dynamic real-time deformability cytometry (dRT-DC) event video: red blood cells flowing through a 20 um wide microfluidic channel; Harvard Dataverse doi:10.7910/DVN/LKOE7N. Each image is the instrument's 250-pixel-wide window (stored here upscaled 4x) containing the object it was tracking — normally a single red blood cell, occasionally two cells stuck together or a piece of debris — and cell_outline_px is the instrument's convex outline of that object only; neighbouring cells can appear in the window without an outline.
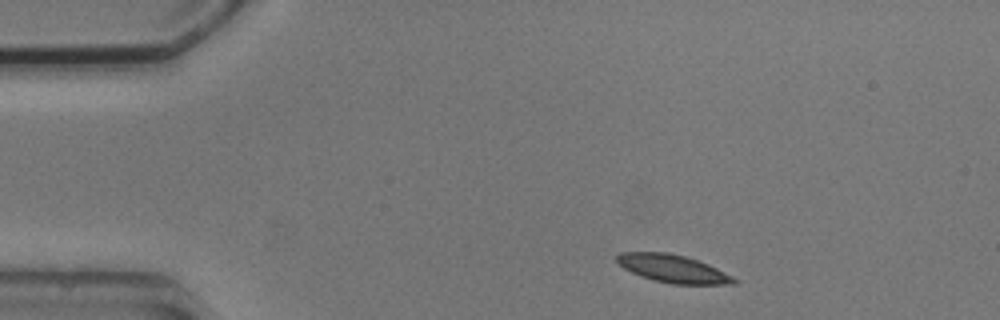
{"species": "common noctule bat (a hibernating species)", "species_latin": "Nyctalus noctula", "temperature_condition": "cold", "stored_images_in_passage": 3, "camera_frame_rate_fps": 3000, "um_per_image_px": 0.085, "animal": {"sex": "male", "body_mass_g": 20.5, "forearm_length_mm": 52.5}, "frame": {"image": 1, "passage_image": 1, "time_ms": 0.0, "image_size_px": [1000, 320], "cell_outline_px": [[740, 280], [736, 284], [672, 284], [652, 280], [640, 276], [624, 268], [616, 260], [616, 256], [620, 252], [668, 252], [684, 256], [708, 264]], "centroid_in_image_um": [57.2, 22.84], "position_along_channel_um": 27.8, "area_um2": 18.96}}